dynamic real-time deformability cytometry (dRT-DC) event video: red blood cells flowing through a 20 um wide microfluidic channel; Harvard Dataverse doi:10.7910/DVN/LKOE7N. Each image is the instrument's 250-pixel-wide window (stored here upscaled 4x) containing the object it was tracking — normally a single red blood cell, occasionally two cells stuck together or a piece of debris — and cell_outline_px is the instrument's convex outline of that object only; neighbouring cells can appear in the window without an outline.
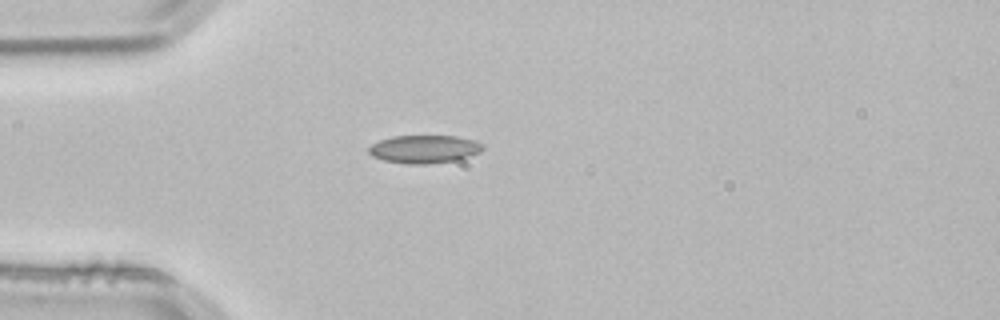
{"species": "common noctule bat (a hibernating species)", "species_latin": "Nyctalus noctula", "temperature_condition": "room temperature", "stored_images_in_passage": 39, "camera_frame_rate_fps": 3000, "um_per_image_px": 0.085, "animal": {"sex": "male", "body_mass_g": 21.5, "forearm_length_mm": 52.0}, "frame": {"image": 1, "passage_image": 1, "time_ms": 0.0, "image_size_px": [1000, 320], "cell_outline_px": [[484, 148], [480, 152], [456, 160], [424, 164], [408, 164], [384, 160], [372, 156], [368, 152], [368, 148], [372, 144], [380, 140], [392, 136], [456, 136], [476, 140], [484, 144]], "centroid_in_image_um": [36.07, 12.66], "position_along_channel_um": 48.9, "area_um2": 18.61}}
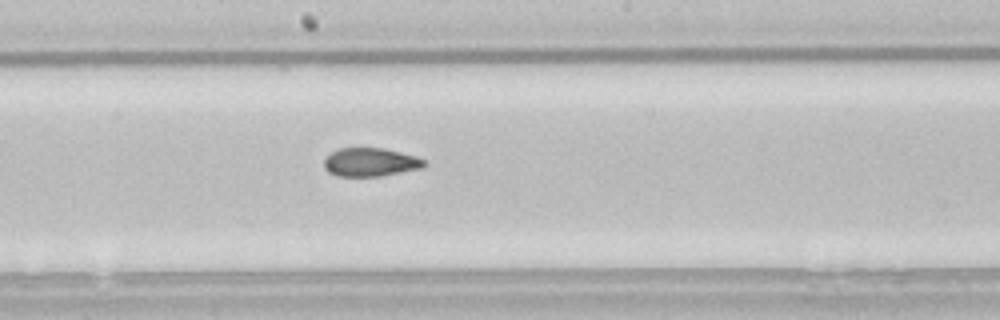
{"frame": {"image": 2, "passage_image": 15, "time_ms": 4.667, "image_size_px": [1000, 320], "cell_outline_px": [[428, 164], [424, 168], [380, 176], [336, 176], [328, 172], [324, 168], [324, 160], [332, 152], [340, 148], [384, 148], [416, 156], [424, 160]], "centroid_in_image_um": [31.51, 13.79], "position_along_channel_um": 216.7, "area_um2": 16.7}}
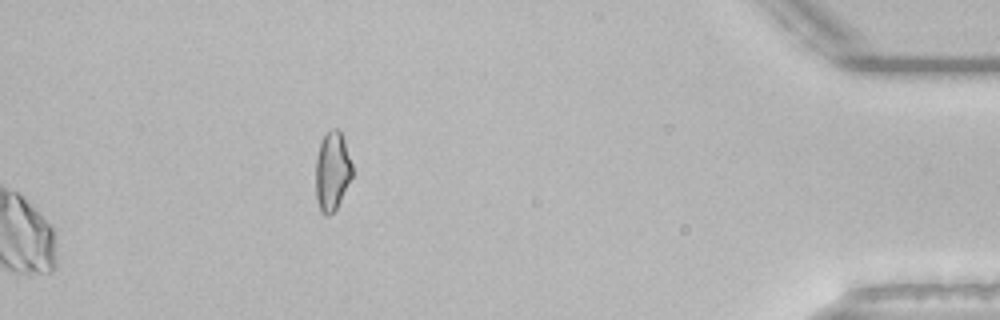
{"frame": {"image": 3, "passage_image": 34, "time_ms": 11.0, "image_size_px": [1000, 320], "cell_outline_px": [[352, 176], [336, 208], [328, 216], [320, 212], [316, 200], [316, 156], [320, 144], [324, 136], [332, 128], [340, 128], [352, 164]], "centroid_in_image_um": [28.23, 14.54], "position_along_channel_um": 407.0, "area_um2": 16.7}, "authors_computed_cell_mechanics": {"area_um2": 17.34, "velocity_mm_per_s": 3.8479, "shape_relaxation_time_tau1_ms": null, "shape_relaxation_time_tau2_ms": 1.5551, "deformation_change_tau1": null, "deformation_change_tau2": 0.0689}}